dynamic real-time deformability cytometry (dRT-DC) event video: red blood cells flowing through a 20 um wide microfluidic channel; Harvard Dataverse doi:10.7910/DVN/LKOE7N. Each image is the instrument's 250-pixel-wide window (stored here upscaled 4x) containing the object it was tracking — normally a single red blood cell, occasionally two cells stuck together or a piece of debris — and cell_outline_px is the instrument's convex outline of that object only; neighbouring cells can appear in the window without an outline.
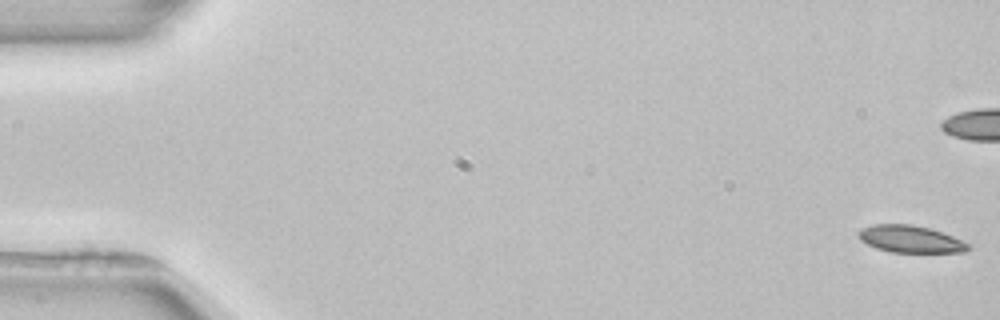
{"species": "common noctule bat (a hibernating species)", "species_latin": "Nyctalus noctula", "temperature_condition": "room temperature", "stored_images_in_passage": 54, "camera_frame_rate_fps": 3000, "um_per_image_px": 0.085, "animal": {"sex": "female", "body_mass_g": 22.7, "forearm_length_mm": 54.2}, "frame": {"image": 1, "passage_image": 1, "time_ms": 0.0, "image_size_px": [1000, 320], "cell_outline_px": [[972, 248], [964, 252], [892, 252], [876, 248], [860, 240], [860, 228], [872, 224], [912, 224], [928, 228], [952, 236], [972, 244]], "centroid_in_image_um": [77.42, 20.32], "position_along_channel_um": 7.6, "area_um2": 17.28}}
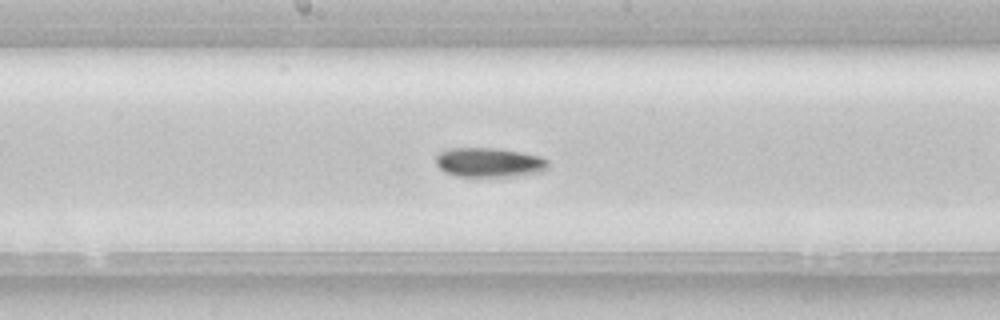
{"frame": {"image": 2, "passage_image": 28, "time_ms": 9.0, "image_size_px": [1000, 320], "cell_outline_px": [[548, 168], [544, 172], [512, 176], [456, 176], [444, 172], [436, 164], [436, 156], [440, 152], [452, 148], [496, 148], [520, 152], [540, 156], [548, 160]], "centroid_in_image_um": [41.6, 13.81], "position_along_channel_um": 206.6, "area_um2": 19.25}}
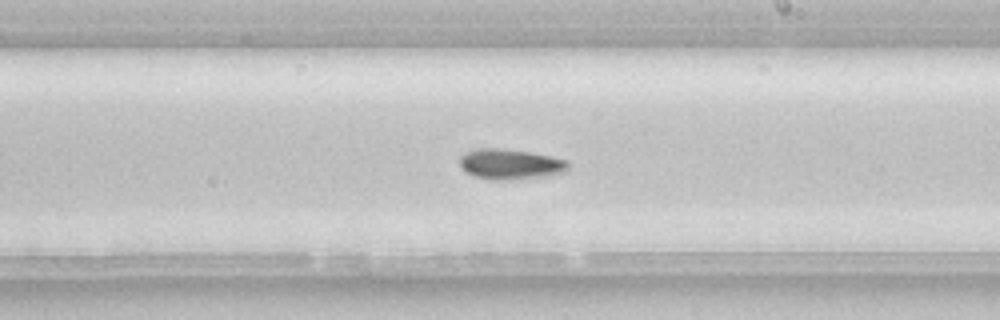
{"frame": {"image": 3, "passage_image": 31, "time_ms": 10.0, "image_size_px": [1000, 320], "cell_outline_px": [[568, 168], [564, 172], [548, 176], [500, 180], [492, 180], [476, 176], [460, 168], [460, 156], [464, 152], [476, 148], [496, 148], [528, 152], [548, 156], [564, 160], [568, 164]], "centroid_in_image_um": [43.32, 13.95], "position_along_channel_um": 245.7, "area_um2": 18.9}, "authors_computed_cell_mechanics": {"area_um2": 18.207, "velocity_mm_per_s": 3.9142, "shape_relaxation_time_tau1_ms": 10.2345, "shape_relaxation_time_tau2_ms": null, "deformation_change_tau1": 0.172, "deformation_change_tau2": null}}